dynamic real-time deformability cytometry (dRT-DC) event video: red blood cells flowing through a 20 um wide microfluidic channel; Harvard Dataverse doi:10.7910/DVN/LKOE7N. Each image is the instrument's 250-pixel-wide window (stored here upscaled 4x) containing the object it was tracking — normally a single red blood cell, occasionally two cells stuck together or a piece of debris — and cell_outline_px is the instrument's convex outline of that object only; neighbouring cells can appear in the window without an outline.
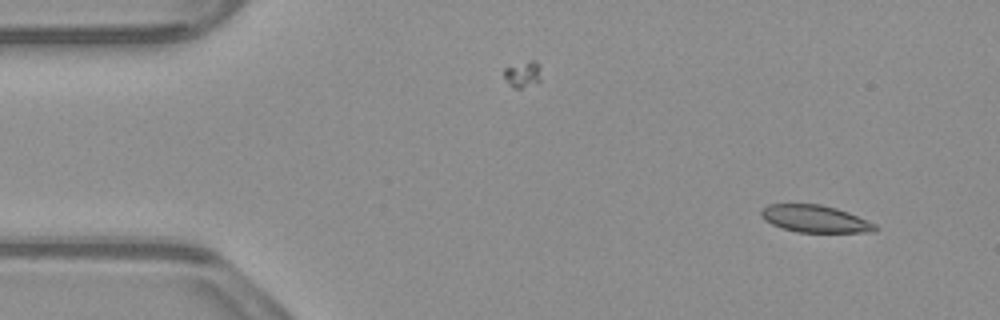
{"species": "common noctule bat (a hibernating species)", "species_latin": "Nyctalus noctula", "temperature_condition": "warm", "stored_images_in_passage": 53, "camera_frame_rate_fps": 3000, "um_per_image_px": 0.085, "animal": {"sex": "male", "body_mass_g": 23.1, "forearm_length_mm": 52.7}, "frame": {"image": 1, "passage_image": 4, "time_ms": 1.0, "image_size_px": [1000, 320], "cell_outline_px": [[880, 228], [876, 232], [796, 232], [772, 224], [764, 220], [760, 216], [760, 212], [768, 204], [820, 204], [836, 208], [848, 212], [876, 224]], "centroid_in_image_um": [69.3, 18.6], "position_along_channel_um": 15.7, "area_um2": 18.09}}
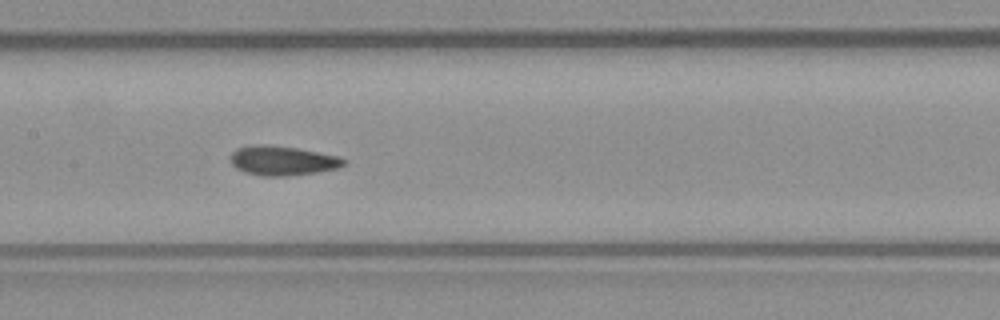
{"frame": {"image": 2, "passage_image": 25, "time_ms": 8.0, "image_size_px": [1000, 320], "cell_outline_px": [[344, 164], [336, 168], [316, 172], [284, 176], [260, 176], [244, 172], [236, 168], [232, 164], [232, 152], [236, 148], [252, 144], [268, 144], [296, 148], [340, 156], [344, 160]], "centroid_in_image_um": [23.96, 13.64], "position_along_channel_um": 183.4, "area_um2": 19.36}}
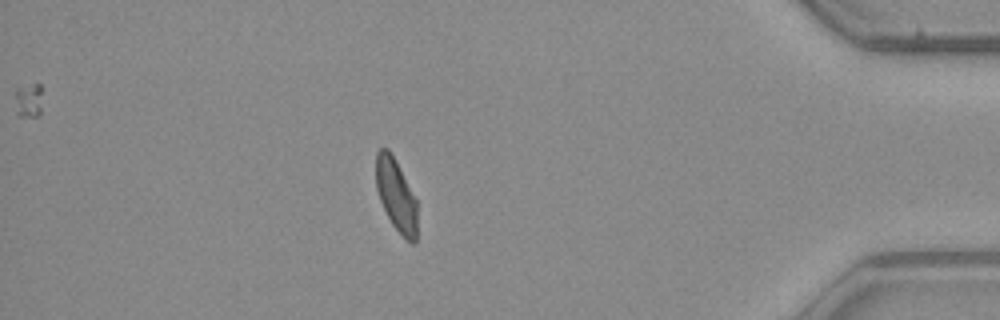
{"frame": {"image": 3, "passage_image": 46, "time_ms": 15.0, "image_size_px": [1000, 320], "cell_outline_px": [[416, 244], [412, 244], [392, 224], [380, 200], [376, 188], [376, 152], [380, 148], [388, 148], [396, 160], [416, 200]], "centroid_in_image_um": [33.65, 16.54], "position_along_channel_um": 401.5, "area_um2": 17.05}, "authors_computed_cell_mechanics": {"area_um2": 18.8428, "velocity_mm_per_s": 3.8127, "shape_relaxation_time_tau1_ms": null, "shape_relaxation_time_tau2_ms": 2.0525, "deformation_change_tau1": null, "deformation_change_tau2": 0.0478}}